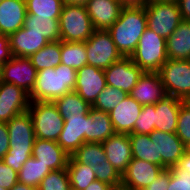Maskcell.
<instances>
[{"mask_svg": "<svg viewBox=\"0 0 190 190\" xmlns=\"http://www.w3.org/2000/svg\"><path fill=\"white\" fill-rule=\"evenodd\" d=\"M105 86L104 70L85 65L77 71L74 91L91 106Z\"/></svg>", "mask_w": 190, "mask_h": 190, "instance_id": "obj_14", "label": "cell"}, {"mask_svg": "<svg viewBox=\"0 0 190 190\" xmlns=\"http://www.w3.org/2000/svg\"><path fill=\"white\" fill-rule=\"evenodd\" d=\"M36 75V68L30 58L13 56L2 65L1 82L14 84L30 94L35 86Z\"/></svg>", "mask_w": 190, "mask_h": 190, "instance_id": "obj_11", "label": "cell"}, {"mask_svg": "<svg viewBox=\"0 0 190 190\" xmlns=\"http://www.w3.org/2000/svg\"><path fill=\"white\" fill-rule=\"evenodd\" d=\"M28 112L33 121L35 137L57 142L64 127V118L56 105L48 101L30 102Z\"/></svg>", "mask_w": 190, "mask_h": 190, "instance_id": "obj_6", "label": "cell"}, {"mask_svg": "<svg viewBox=\"0 0 190 190\" xmlns=\"http://www.w3.org/2000/svg\"><path fill=\"white\" fill-rule=\"evenodd\" d=\"M170 169L168 190H190V154L184 153Z\"/></svg>", "mask_w": 190, "mask_h": 190, "instance_id": "obj_34", "label": "cell"}, {"mask_svg": "<svg viewBox=\"0 0 190 190\" xmlns=\"http://www.w3.org/2000/svg\"><path fill=\"white\" fill-rule=\"evenodd\" d=\"M78 163L94 167L99 163L107 161V157L102 146L98 142H85L71 155Z\"/></svg>", "mask_w": 190, "mask_h": 190, "instance_id": "obj_35", "label": "cell"}, {"mask_svg": "<svg viewBox=\"0 0 190 190\" xmlns=\"http://www.w3.org/2000/svg\"><path fill=\"white\" fill-rule=\"evenodd\" d=\"M158 74L168 96L185 100L190 95V60L167 59Z\"/></svg>", "mask_w": 190, "mask_h": 190, "instance_id": "obj_8", "label": "cell"}, {"mask_svg": "<svg viewBox=\"0 0 190 190\" xmlns=\"http://www.w3.org/2000/svg\"><path fill=\"white\" fill-rule=\"evenodd\" d=\"M58 112L64 118L75 116H85L92 107L83 100L75 91H71L53 101Z\"/></svg>", "mask_w": 190, "mask_h": 190, "instance_id": "obj_28", "label": "cell"}, {"mask_svg": "<svg viewBox=\"0 0 190 190\" xmlns=\"http://www.w3.org/2000/svg\"><path fill=\"white\" fill-rule=\"evenodd\" d=\"M27 14L25 0L0 1V35H10L23 27Z\"/></svg>", "mask_w": 190, "mask_h": 190, "instance_id": "obj_22", "label": "cell"}, {"mask_svg": "<svg viewBox=\"0 0 190 190\" xmlns=\"http://www.w3.org/2000/svg\"><path fill=\"white\" fill-rule=\"evenodd\" d=\"M29 58L37 72L57 67L61 64V41L49 42Z\"/></svg>", "mask_w": 190, "mask_h": 190, "instance_id": "obj_30", "label": "cell"}, {"mask_svg": "<svg viewBox=\"0 0 190 190\" xmlns=\"http://www.w3.org/2000/svg\"><path fill=\"white\" fill-rule=\"evenodd\" d=\"M129 94L120 89L106 85L92 105L93 108L106 113L114 110L116 106L127 98Z\"/></svg>", "mask_w": 190, "mask_h": 190, "instance_id": "obj_37", "label": "cell"}, {"mask_svg": "<svg viewBox=\"0 0 190 190\" xmlns=\"http://www.w3.org/2000/svg\"><path fill=\"white\" fill-rule=\"evenodd\" d=\"M161 166L132 158L121 175V184L133 190H143L162 172Z\"/></svg>", "mask_w": 190, "mask_h": 190, "instance_id": "obj_16", "label": "cell"}, {"mask_svg": "<svg viewBox=\"0 0 190 190\" xmlns=\"http://www.w3.org/2000/svg\"><path fill=\"white\" fill-rule=\"evenodd\" d=\"M7 124L9 150L2 159L16 172L32 157L35 132L33 121L28 111L14 116Z\"/></svg>", "mask_w": 190, "mask_h": 190, "instance_id": "obj_2", "label": "cell"}, {"mask_svg": "<svg viewBox=\"0 0 190 190\" xmlns=\"http://www.w3.org/2000/svg\"><path fill=\"white\" fill-rule=\"evenodd\" d=\"M107 160L122 175L132 160V148L129 134L115 133L102 142Z\"/></svg>", "mask_w": 190, "mask_h": 190, "instance_id": "obj_19", "label": "cell"}, {"mask_svg": "<svg viewBox=\"0 0 190 190\" xmlns=\"http://www.w3.org/2000/svg\"><path fill=\"white\" fill-rule=\"evenodd\" d=\"M38 190H70V182L66 169L54 170L40 182Z\"/></svg>", "mask_w": 190, "mask_h": 190, "instance_id": "obj_38", "label": "cell"}, {"mask_svg": "<svg viewBox=\"0 0 190 190\" xmlns=\"http://www.w3.org/2000/svg\"><path fill=\"white\" fill-rule=\"evenodd\" d=\"M27 14L59 19L63 7L62 0H25Z\"/></svg>", "mask_w": 190, "mask_h": 190, "instance_id": "obj_36", "label": "cell"}, {"mask_svg": "<svg viewBox=\"0 0 190 190\" xmlns=\"http://www.w3.org/2000/svg\"><path fill=\"white\" fill-rule=\"evenodd\" d=\"M23 27L27 32L41 34L49 42L61 41L59 19L26 14Z\"/></svg>", "mask_w": 190, "mask_h": 190, "instance_id": "obj_27", "label": "cell"}, {"mask_svg": "<svg viewBox=\"0 0 190 190\" xmlns=\"http://www.w3.org/2000/svg\"><path fill=\"white\" fill-rule=\"evenodd\" d=\"M1 78H2V64H0V81H1Z\"/></svg>", "mask_w": 190, "mask_h": 190, "instance_id": "obj_55", "label": "cell"}, {"mask_svg": "<svg viewBox=\"0 0 190 190\" xmlns=\"http://www.w3.org/2000/svg\"><path fill=\"white\" fill-rule=\"evenodd\" d=\"M132 158L148 161L157 165V149L152 143L150 134H129Z\"/></svg>", "mask_w": 190, "mask_h": 190, "instance_id": "obj_32", "label": "cell"}, {"mask_svg": "<svg viewBox=\"0 0 190 190\" xmlns=\"http://www.w3.org/2000/svg\"><path fill=\"white\" fill-rule=\"evenodd\" d=\"M124 6H145L148 0H119Z\"/></svg>", "mask_w": 190, "mask_h": 190, "instance_id": "obj_48", "label": "cell"}, {"mask_svg": "<svg viewBox=\"0 0 190 190\" xmlns=\"http://www.w3.org/2000/svg\"><path fill=\"white\" fill-rule=\"evenodd\" d=\"M32 157L52 171L66 169L69 155L56 141L35 138Z\"/></svg>", "mask_w": 190, "mask_h": 190, "instance_id": "obj_21", "label": "cell"}, {"mask_svg": "<svg viewBox=\"0 0 190 190\" xmlns=\"http://www.w3.org/2000/svg\"><path fill=\"white\" fill-rule=\"evenodd\" d=\"M91 168L93 169L97 180L107 183L110 186L121 184V175L108 160Z\"/></svg>", "mask_w": 190, "mask_h": 190, "instance_id": "obj_40", "label": "cell"}, {"mask_svg": "<svg viewBox=\"0 0 190 190\" xmlns=\"http://www.w3.org/2000/svg\"><path fill=\"white\" fill-rule=\"evenodd\" d=\"M10 190H38L35 187L25 185L23 183L18 182L16 185H14Z\"/></svg>", "mask_w": 190, "mask_h": 190, "instance_id": "obj_49", "label": "cell"}, {"mask_svg": "<svg viewBox=\"0 0 190 190\" xmlns=\"http://www.w3.org/2000/svg\"><path fill=\"white\" fill-rule=\"evenodd\" d=\"M176 135L184 144L190 141V107L185 103L179 109Z\"/></svg>", "mask_w": 190, "mask_h": 190, "instance_id": "obj_41", "label": "cell"}, {"mask_svg": "<svg viewBox=\"0 0 190 190\" xmlns=\"http://www.w3.org/2000/svg\"><path fill=\"white\" fill-rule=\"evenodd\" d=\"M29 94L22 88L0 81V123H8L14 116L28 111Z\"/></svg>", "mask_w": 190, "mask_h": 190, "instance_id": "obj_13", "label": "cell"}, {"mask_svg": "<svg viewBox=\"0 0 190 190\" xmlns=\"http://www.w3.org/2000/svg\"><path fill=\"white\" fill-rule=\"evenodd\" d=\"M147 27L167 39L182 21L177 1L148 2L145 5Z\"/></svg>", "mask_w": 190, "mask_h": 190, "instance_id": "obj_7", "label": "cell"}, {"mask_svg": "<svg viewBox=\"0 0 190 190\" xmlns=\"http://www.w3.org/2000/svg\"><path fill=\"white\" fill-rule=\"evenodd\" d=\"M184 103L190 107V95L184 100Z\"/></svg>", "mask_w": 190, "mask_h": 190, "instance_id": "obj_54", "label": "cell"}, {"mask_svg": "<svg viewBox=\"0 0 190 190\" xmlns=\"http://www.w3.org/2000/svg\"><path fill=\"white\" fill-rule=\"evenodd\" d=\"M111 187L109 184L96 179L85 190H110Z\"/></svg>", "mask_w": 190, "mask_h": 190, "instance_id": "obj_47", "label": "cell"}, {"mask_svg": "<svg viewBox=\"0 0 190 190\" xmlns=\"http://www.w3.org/2000/svg\"><path fill=\"white\" fill-rule=\"evenodd\" d=\"M89 0H62L63 4L83 5L85 6Z\"/></svg>", "mask_w": 190, "mask_h": 190, "instance_id": "obj_50", "label": "cell"}, {"mask_svg": "<svg viewBox=\"0 0 190 190\" xmlns=\"http://www.w3.org/2000/svg\"><path fill=\"white\" fill-rule=\"evenodd\" d=\"M59 27L64 42H86L95 30L83 5L63 4Z\"/></svg>", "mask_w": 190, "mask_h": 190, "instance_id": "obj_5", "label": "cell"}, {"mask_svg": "<svg viewBox=\"0 0 190 190\" xmlns=\"http://www.w3.org/2000/svg\"><path fill=\"white\" fill-rule=\"evenodd\" d=\"M185 146V153L190 154V141L184 144Z\"/></svg>", "mask_w": 190, "mask_h": 190, "instance_id": "obj_52", "label": "cell"}, {"mask_svg": "<svg viewBox=\"0 0 190 190\" xmlns=\"http://www.w3.org/2000/svg\"><path fill=\"white\" fill-rule=\"evenodd\" d=\"M166 43L168 59L190 60V21L182 20Z\"/></svg>", "mask_w": 190, "mask_h": 190, "instance_id": "obj_25", "label": "cell"}, {"mask_svg": "<svg viewBox=\"0 0 190 190\" xmlns=\"http://www.w3.org/2000/svg\"><path fill=\"white\" fill-rule=\"evenodd\" d=\"M129 95L142 106L156 104L168 96L158 72H143Z\"/></svg>", "mask_w": 190, "mask_h": 190, "instance_id": "obj_18", "label": "cell"}, {"mask_svg": "<svg viewBox=\"0 0 190 190\" xmlns=\"http://www.w3.org/2000/svg\"><path fill=\"white\" fill-rule=\"evenodd\" d=\"M152 143L157 149V165L168 169L185 153V146L176 133H168L154 129L150 133Z\"/></svg>", "mask_w": 190, "mask_h": 190, "instance_id": "obj_12", "label": "cell"}, {"mask_svg": "<svg viewBox=\"0 0 190 190\" xmlns=\"http://www.w3.org/2000/svg\"><path fill=\"white\" fill-rule=\"evenodd\" d=\"M141 111L142 105L130 95L122 100L109 113L115 133L131 134Z\"/></svg>", "mask_w": 190, "mask_h": 190, "instance_id": "obj_20", "label": "cell"}, {"mask_svg": "<svg viewBox=\"0 0 190 190\" xmlns=\"http://www.w3.org/2000/svg\"><path fill=\"white\" fill-rule=\"evenodd\" d=\"M85 142H88V114L66 118L58 145L71 156Z\"/></svg>", "mask_w": 190, "mask_h": 190, "instance_id": "obj_15", "label": "cell"}, {"mask_svg": "<svg viewBox=\"0 0 190 190\" xmlns=\"http://www.w3.org/2000/svg\"><path fill=\"white\" fill-rule=\"evenodd\" d=\"M183 103L184 100L173 96L159 100L155 104L154 129L176 133L179 109Z\"/></svg>", "mask_w": 190, "mask_h": 190, "instance_id": "obj_23", "label": "cell"}, {"mask_svg": "<svg viewBox=\"0 0 190 190\" xmlns=\"http://www.w3.org/2000/svg\"><path fill=\"white\" fill-rule=\"evenodd\" d=\"M85 48L87 65L102 70L122 58L108 30L95 29L91 37L85 42Z\"/></svg>", "mask_w": 190, "mask_h": 190, "instance_id": "obj_9", "label": "cell"}, {"mask_svg": "<svg viewBox=\"0 0 190 190\" xmlns=\"http://www.w3.org/2000/svg\"><path fill=\"white\" fill-rule=\"evenodd\" d=\"M170 182V169H163L162 172L143 190H168Z\"/></svg>", "mask_w": 190, "mask_h": 190, "instance_id": "obj_43", "label": "cell"}, {"mask_svg": "<svg viewBox=\"0 0 190 190\" xmlns=\"http://www.w3.org/2000/svg\"><path fill=\"white\" fill-rule=\"evenodd\" d=\"M67 173L73 190H85L96 180L93 169L89 165L78 163L72 156L68 159Z\"/></svg>", "mask_w": 190, "mask_h": 190, "instance_id": "obj_29", "label": "cell"}, {"mask_svg": "<svg viewBox=\"0 0 190 190\" xmlns=\"http://www.w3.org/2000/svg\"><path fill=\"white\" fill-rule=\"evenodd\" d=\"M9 150V135L8 127L6 123H0V159L4 158V155Z\"/></svg>", "mask_w": 190, "mask_h": 190, "instance_id": "obj_45", "label": "cell"}, {"mask_svg": "<svg viewBox=\"0 0 190 190\" xmlns=\"http://www.w3.org/2000/svg\"><path fill=\"white\" fill-rule=\"evenodd\" d=\"M8 35H0V64L4 65L12 58Z\"/></svg>", "mask_w": 190, "mask_h": 190, "instance_id": "obj_44", "label": "cell"}, {"mask_svg": "<svg viewBox=\"0 0 190 190\" xmlns=\"http://www.w3.org/2000/svg\"><path fill=\"white\" fill-rule=\"evenodd\" d=\"M85 7L94 29L108 30L120 17L124 5L119 0H89Z\"/></svg>", "mask_w": 190, "mask_h": 190, "instance_id": "obj_17", "label": "cell"}, {"mask_svg": "<svg viewBox=\"0 0 190 190\" xmlns=\"http://www.w3.org/2000/svg\"><path fill=\"white\" fill-rule=\"evenodd\" d=\"M51 171L36 158L30 157L18 172V182L38 188L41 180Z\"/></svg>", "mask_w": 190, "mask_h": 190, "instance_id": "obj_33", "label": "cell"}, {"mask_svg": "<svg viewBox=\"0 0 190 190\" xmlns=\"http://www.w3.org/2000/svg\"><path fill=\"white\" fill-rule=\"evenodd\" d=\"M110 190H133L130 187H127L123 184H119L117 186H112Z\"/></svg>", "mask_w": 190, "mask_h": 190, "instance_id": "obj_51", "label": "cell"}, {"mask_svg": "<svg viewBox=\"0 0 190 190\" xmlns=\"http://www.w3.org/2000/svg\"><path fill=\"white\" fill-rule=\"evenodd\" d=\"M177 0H148V2H174Z\"/></svg>", "mask_w": 190, "mask_h": 190, "instance_id": "obj_53", "label": "cell"}, {"mask_svg": "<svg viewBox=\"0 0 190 190\" xmlns=\"http://www.w3.org/2000/svg\"><path fill=\"white\" fill-rule=\"evenodd\" d=\"M61 64L72 67L76 71L87 65L85 42L61 41Z\"/></svg>", "mask_w": 190, "mask_h": 190, "instance_id": "obj_31", "label": "cell"}, {"mask_svg": "<svg viewBox=\"0 0 190 190\" xmlns=\"http://www.w3.org/2000/svg\"><path fill=\"white\" fill-rule=\"evenodd\" d=\"M18 172L13 170L10 166L6 165L2 159H0V187L10 190L14 185L18 183Z\"/></svg>", "mask_w": 190, "mask_h": 190, "instance_id": "obj_42", "label": "cell"}, {"mask_svg": "<svg viewBox=\"0 0 190 190\" xmlns=\"http://www.w3.org/2000/svg\"><path fill=\"white\" fill-rule=\"evenodd\" d=\"M182 20L190 21V0H177Z\"/></svg>", "mask_w": 190, "mask_h": 190, "instance_id": "obj_46", "label": "cell"}, {"mask_svg": "<svg viewBox=\"0 0 190 190\" xmlns=\"http://www.w3.org/2000/svg\"><path fill=\"white\" fill-rule=\"evenodd\" d=\"M48 43L41 34L27 32L24 27L9 35L10 49L14 57L29 58Z\"/></svg>", "mask_w": 190, "mask_h": 190, "instance_id": "obj_24", "label": "cell"}, {"mask_svg": "<svg viewBox=\"0 0 190 190\" xmlns=\"http://www.w3.org/2000/svg\"><path fill=\"white\" fill-rule=\"evenodd\" d=\"M154 113L155 104L143 105L131 134H150L154 130Z\"/></svg>", "mask_w": 190, "mask_h": 190, "instance_id": "obj_39", "label": "cell"}, {"mask_svg": "<svg viewBox=\"0 0 190 190\" xmlns=\"http://www.w3.org/2000/svg\"><path fill=\"white\" fill-rule=\"evenodd\" d=\"M76 76L77 71L64 64L38 71L35 86L29 94L30 102H53L66 93L74 91Z\"/></svg>", "mask_w": 190, "mask_h": 190, "instance_id": "obj_3", "label": "cell"}, {"mask_svg": "<svg viewBox=\"0 0 190 190\" xmlns=\"http://www.w3.org/2000/svg\"><path fill=\"white\" fill-rule=\"evenodd\" d=\"M143 72L130 57H122L104 70L106 85L129 94Z\"/></svg>", "mask_w": 190, "mask_h": 190, "instance_id": "obj_10", "label": "cell"}, {"mask_svg": "<svg viewBox=\"0 0 190 190\" xmlns=\"http://www.w3.org/2000/svg\"><path fill=\"white\" fill-rule=\"evenodd\" d=\"M114 134L109 113L91 107L88 113V142L102 143Z\"/></svg>", "mask_w": 190, "mask_h": 190, "instance_id": "obj_26", "label": "cell"}, {"mask_svg": "<svg viewBox=\"0 0 190 190\" xmlns=\"http://www.w3.org/2000/svg\"><path fill=\"white\" fill-rule=\"evenodd\" d=\"M146 28L145 6H124L120 17L108 31L122 57H130Z\"/></svg>", "mask_w": 190, "mask_h": 190, "instance_id": "obj_1", "label": "cell"}, {"mask_svg": "<svg viewBox=\"0 0 190 190\" xmlns=\"http://www.w3.org/2000/svg\"><path fill=\"white\" fill-rule=\"evenodd\" d=\"M130 58L144 72H158L168 59L166 39L147 27Z\"/></svg>", "mask_w": 190, "mask_h": 190, "instance_id": "obj_4", "label": "cell"}]
</instances>
